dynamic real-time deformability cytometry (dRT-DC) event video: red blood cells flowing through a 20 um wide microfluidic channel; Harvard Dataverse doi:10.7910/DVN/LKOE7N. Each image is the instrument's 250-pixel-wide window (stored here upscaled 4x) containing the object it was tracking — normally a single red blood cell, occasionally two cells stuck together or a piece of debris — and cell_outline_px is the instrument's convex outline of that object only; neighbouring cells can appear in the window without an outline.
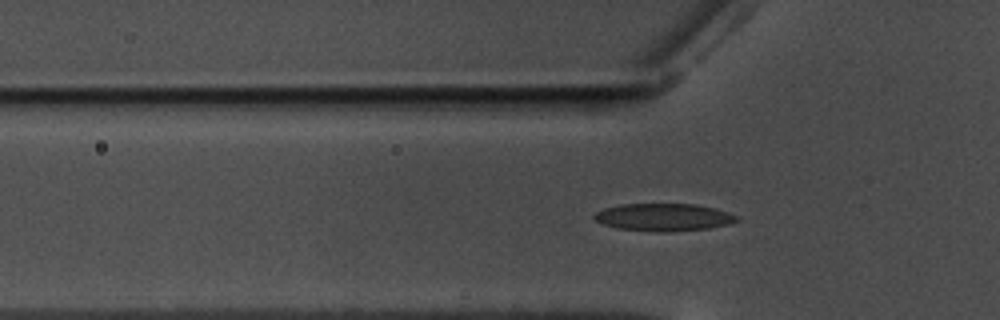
{"species": "common noctule bat (a hibernating species)", "species_latin": "Nyctalus noctula", "temperature_condition": "warm", "stored_images_in_passage": 40, "camera_frame_rate_fps": 3000, "um_per_image_px": 0.085, "animal": {"sex": "male", "body_mass_g": 17.5, "forearm_length_mm": 52.3}, "frame": {"image": 1, "passage_image": 6, "time_ms": 1.667, "image_size_px": [1000, 320], "cell_outline_px": [[740, 220], [732, 224], [708, 228], [668, 232], [656, 232], [620, 228], [604, 224], [596, 220], [592, 216], [596, 212], [604, 208], [620, 204], [696, 204], [716, 208], [728, 212], [736, 216]], "centroid_in_image_um": [56.45, 18.46], "position_along_channel_um": 69.4, "area_um2": 22.89}}
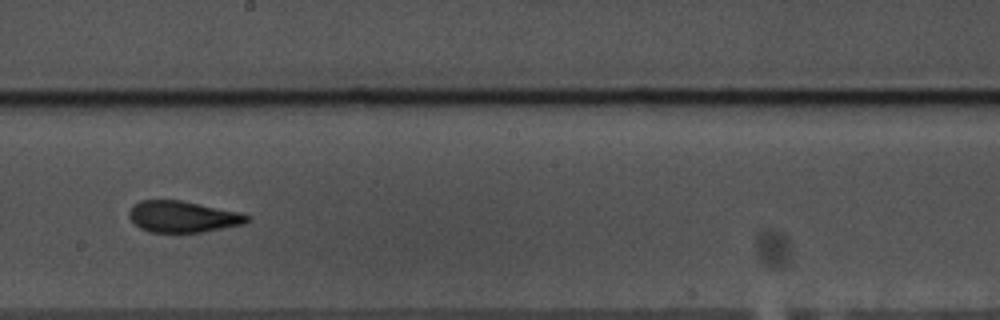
{"frame": {"image": 2, "passage_image": 20, "time_ms": 6.333, "image_size_px": [1000, 320], "cell_outline_px": [[252, 216], [244, 224], [204, 232], [148, 232], [140, 228], [128, 216], [128, 212], [140, 200], [180, 200], [240, 212]], "centroid_in_image_um": [15.56, 18.42], "position_along_channel_um": 232.6, "area_um2": 21.5}}
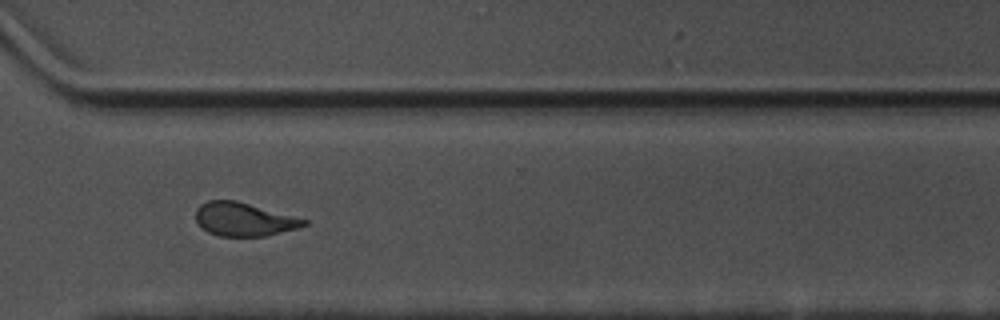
{"frame": {"image": 3, "passage_image": 30, "time_ms": 9.667, "image_size_px": [1000, 320], "cell_outline_px": [[308, 224], [300, 228], [264, 236], [220, 236], [208, 232], [196, 220], [196, 208], [200, 204], [208, 200], [236, 200], [308, 220]], "centroid_in_image_um": [20.74, 18.64], "position_along_channel_um": 349.9, "area_um2": 20.98}, "authors_computed_cell_mechanics": {"area_um2": 21.8484, "velocity_mm_per_s": 3.5098, "shape_relaxation_time_tau1_ms": 9.9392, "shape_relaxation_time_tau2_ms": 2.4999, "deformation_change_tau1": 0.2333, "deformation_change_tau2": 0.0915}}